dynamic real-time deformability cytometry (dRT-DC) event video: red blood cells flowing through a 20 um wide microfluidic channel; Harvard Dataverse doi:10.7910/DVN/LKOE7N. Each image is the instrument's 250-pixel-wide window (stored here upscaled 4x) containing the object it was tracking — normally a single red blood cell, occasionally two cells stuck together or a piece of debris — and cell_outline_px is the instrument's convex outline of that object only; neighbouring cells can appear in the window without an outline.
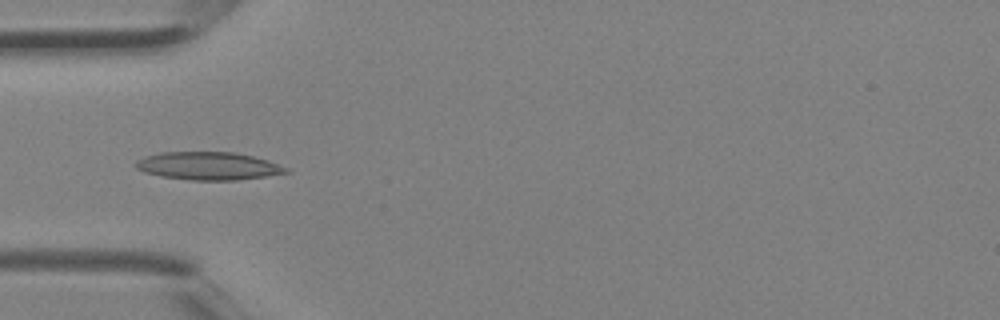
{"species": "Egyptian fruit bat (a non-hibernating species)", "species_latin": "Rousettus aegyptiacus", "temperature_condition": "room temperature", "stored_images_in_passage": 2, "camera_frame_rate_fps": 3000, "um_per_image_px": 0.085, "animal": {"sex": "female"}, "frame": {"image": 1, "passage_image": 2, "time_ms": 0.333, "image_size_px": [1000, 320], "cell_outline_px": [[292, 172], [236, 180], [192, 180], [160, 176], [144, 172], [136, 168], [132, 164], [136, 160], [144, 156], [160, 152], [232, 152], [252, 156], [268, 160], [288, 168]], "centroid_in_image_um": [17.66, 14.1], "position_along_channel_um": 67.3, "area_um2": 24.51}}